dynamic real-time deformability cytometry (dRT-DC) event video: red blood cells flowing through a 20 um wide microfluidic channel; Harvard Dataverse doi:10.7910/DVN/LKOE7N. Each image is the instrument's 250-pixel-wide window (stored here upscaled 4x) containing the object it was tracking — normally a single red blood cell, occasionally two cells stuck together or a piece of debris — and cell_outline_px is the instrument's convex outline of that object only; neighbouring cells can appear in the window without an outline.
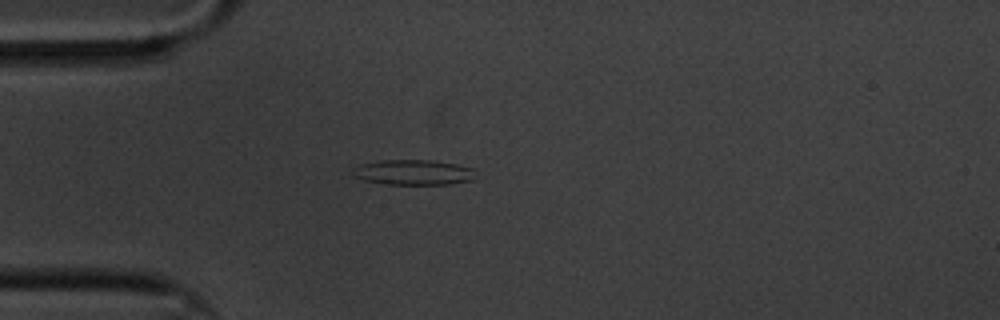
{"species": "common noctule bat (a hibernating species)", "species_latin": "Nyctalus noctula", "temperature_condition": "cold", "stored_images_in_passage": 45, "camera_frame_rate_fps": 3000, "um_per_image_px": 0.085, "animal": {"sex": "male", "body_mass_g": 20.1, "forearm_length_mm": 53.5}, "frame": {"image": 1, "passage_image": 1, "time_ms": 0.0, "image_size_px": [1000, 320], "cell_outline_px": [[476, 168], [472, 180], [448, 184], [388, 184], [364, 180], [352, 176], [352, 168], [360, 164], [380, 160], [432, 160], [456, 164]], "centroid_in_image_um": [35.12, 14.64], "position_along_channel_um": 49.9, "area_um2": 18.15}}
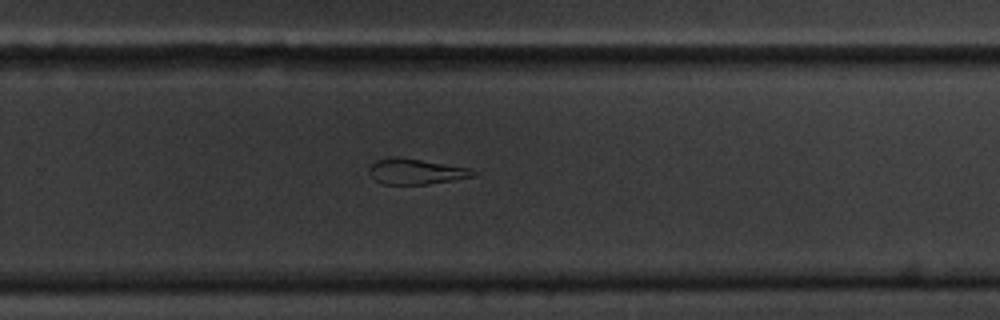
{"frame": {"image": 2, "passage_image": 24, "time_ms": 7.667, "image_size_px": [1000, 320], "cell_outline_px": [[476, 176], [428, 184], [384, 184], [376, 180], [368, 172], [368, 168], [376, 160], [420, 160], [472, 168], [476, 172]], "centroid_in_image_um": [35.43, 14.62], "position_along_channel_um": 294.4, "area_um2": 14.74}}
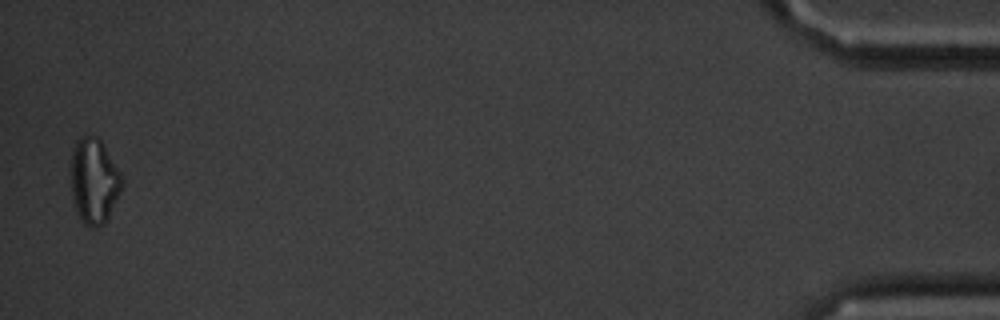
{"frame": {"image": 3, "passage_image": 44, "time_ms": 14.333, "image_size_px": [1000, 320], "cell_outline_px": [[124, 184], [108, 220], [104, 224], [96, 228], [92, 228], [84, 224], [80, 220], [76, 212], [72, 196], [72, 148], [76, 140], [80, 136], [96, 136], [100, 140], [120, 172], [124, 180]], "centroid_in_image_um": [8.01, 15.43], "position_along_channel_um": 427.2, "area_um2": 25.55}, "authors_computed_cell_mechanics": {"area_um2": 17.3978, "velocity_mm_per_s": 3.3233, "shape_relaxation_time_tau1_ms": null, "shape_relaxation_time_tau2_ms": 5.6273, "deformation_change_tau1": null, "deformation_change_tau2": 0.1571}}